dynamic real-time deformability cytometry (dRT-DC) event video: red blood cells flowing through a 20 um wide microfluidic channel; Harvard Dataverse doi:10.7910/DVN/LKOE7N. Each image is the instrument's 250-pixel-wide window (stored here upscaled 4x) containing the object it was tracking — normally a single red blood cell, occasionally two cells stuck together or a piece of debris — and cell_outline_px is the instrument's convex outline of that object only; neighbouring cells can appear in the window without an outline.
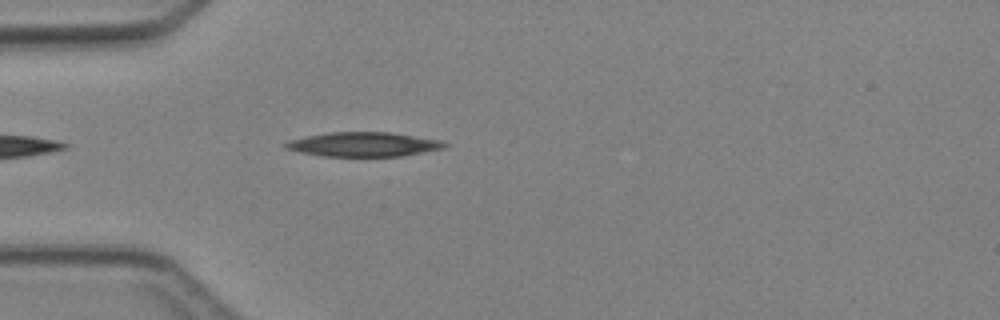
{"species": "Egyptian fruit bat (a non-hibernating species)", "species_latin": "Rousettus aegyptiacus", "temperature_condition": "cold", "stored_images_in_passage": 4, "camera_frame_rate_fps": 3000, "um_per_image_px": 0.085, "animal": {"sex": "female"}, "frame": {"image": 1, "passage_image": 4, "time_ms": 3.333, "image_size_px": [1000, 320], "cell_outline_px": [[448, 144], [444, 148], [400, 156], [320, 156], [300, 152], [284, 148], [284, 144], [288, 140], [328, 132], [388, 132], [440, 140]], "centroid_in_image_um": [30.86, 12.27], "position_along_channel_um": 54.1, "area_um2": 22.37}}